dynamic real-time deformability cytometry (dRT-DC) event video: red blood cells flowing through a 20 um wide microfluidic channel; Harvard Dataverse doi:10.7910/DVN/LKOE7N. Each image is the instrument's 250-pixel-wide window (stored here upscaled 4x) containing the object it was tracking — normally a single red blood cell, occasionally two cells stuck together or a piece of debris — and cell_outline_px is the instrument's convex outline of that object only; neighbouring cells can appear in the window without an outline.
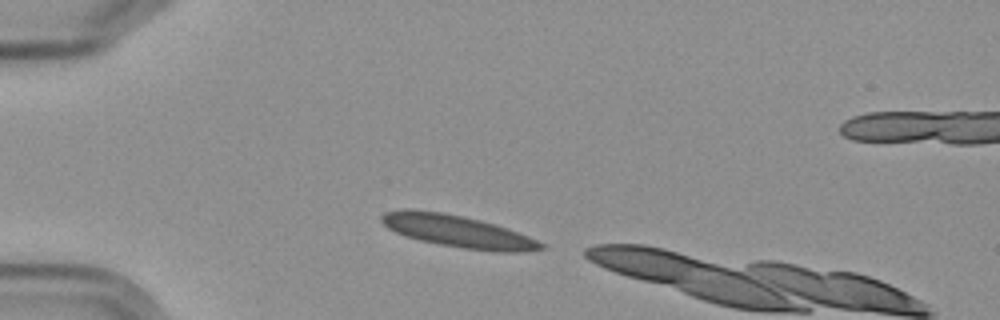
{"species": "Egyptian fruit bat (a non-hibernating species)", "species_latin": "Rousettus aegyptiacus", "temperature_condition": "cold", "stored_images_in_passage": 2, "camera_frame_rate_fps": 3000, "um_per_image_px": 0.085, "frame": {"image": 1, "passage_image": 1, "time_ms": 0.0, "image_size_px": [1000, 320], "cell_outline_px": [[548, 248], [524, 252], [492, 252], [464, 248], [440, 244], [420, 240], [404, 236], [388, 228], [380, 220], [380, 216], [384, 212], [404, 208], [412, 208], [440, 212], [464, 216], [496, 224], [508, 228], [528, 236], [544, 244]], "centroid_in_image_um": [38.91, 19.65], "position_along_channel_um": 46.1, "area_um2": 30.11}}